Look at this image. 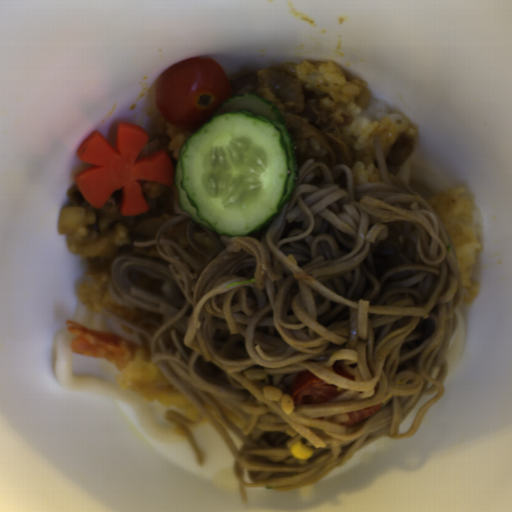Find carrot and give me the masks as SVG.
<instances>
[{
  "label": "carrot",
  "mask_w": 512,
  "mask_h": 512,
  "mask_svg": "<svg viewBox=\"0 0 512 512\" xmlns=\"http://www.w3.org/2000/svg\"><path fill=\"white\" fill-rule=\"evenodd\" d=\"M148 138L142 127L130 122H118L115 143L98 129L85 137L76 156L88 166L75 178L87 202L102 209L112 193L122 189V215L138 216L149 210L140 181L172 185L174 169L167 150L138 160Z\"/></svg>",
  "instance_id": "carrot-1"
}]
</instances>
